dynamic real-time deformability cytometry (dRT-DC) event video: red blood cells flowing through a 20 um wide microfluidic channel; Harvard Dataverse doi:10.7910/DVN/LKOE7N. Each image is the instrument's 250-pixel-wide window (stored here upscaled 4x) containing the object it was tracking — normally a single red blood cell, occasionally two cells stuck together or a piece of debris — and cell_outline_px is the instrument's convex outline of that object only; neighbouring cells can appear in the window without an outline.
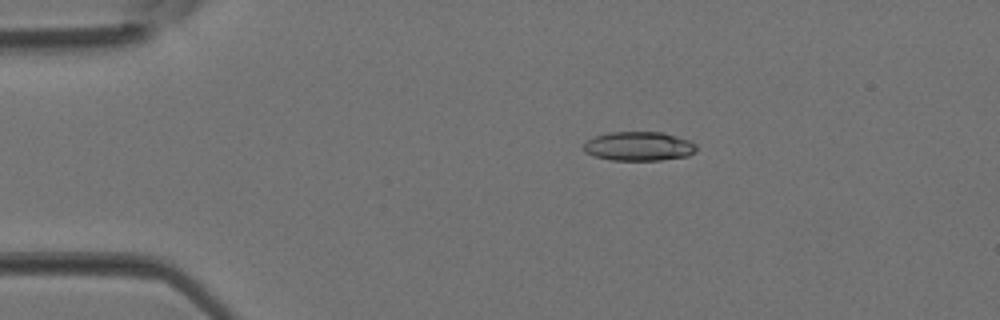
{"species": "Egyptian fruit bat (a non-hibernating species)", "species_latin": "Rousettus aegyptiacus", "temperature_condition": "room temperature", "stored_images_in_passage": 2, "camera_frame_rate_fps": 3000, "um_per_image_px": 0.085, "animal": {"sex": "female"}, "frame": {"image": 1, "passage_image": 1, "time_ms": 0.0, "image_size_px": [1000, 320], "cell_outline_px": [[696, 152], [688, 156], [660, 160], [612, 160], [592, 156], [584, 152], [584, 144], [588, 140], [596, 136], [608, 132], [664, 132], [688, 140], [696, 144]], "centroid_in_image_um": [54.3, 12.43], "position_along_channel_um": 30.7, "area_um2": 19.19}}